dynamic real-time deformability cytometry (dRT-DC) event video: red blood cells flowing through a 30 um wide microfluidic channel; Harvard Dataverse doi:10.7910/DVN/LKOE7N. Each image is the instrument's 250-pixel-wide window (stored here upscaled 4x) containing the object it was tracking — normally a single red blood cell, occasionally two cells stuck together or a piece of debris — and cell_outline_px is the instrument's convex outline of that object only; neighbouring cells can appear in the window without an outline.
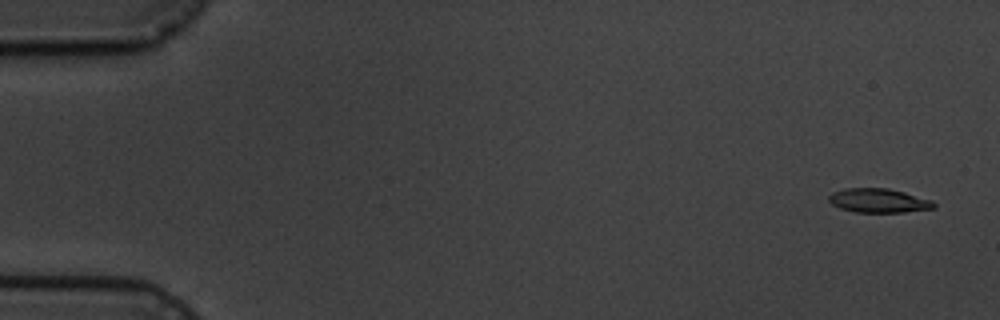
{"species": "common noctule bat (a hibernating species)", "species_latin": "Nyctalus noctula", "temperature_condition": "cold", "stored_images_in_passage": 5, "camera_frame_rate_fps": 3000, "um_per_image_px": 0.085, "animal": {"sex": "male", "body_mass_g": 19.5, "forearm_length_mm": 54.6}, "frame": {"image": 1, "passage_image": 1, "time_ms": 0.0, "image_size_px": [1000, 320], "cell_outline_px": [[936, 208], [904, 212], [856, 212], [840, 208], [832, 204], [828, 200], [828, 196], [832, 192], [844, 188], [888, 188], [904, 192], [932, 200], [936, 204]], "centroid_in_image_um": [74.68, 17.04], "position_along_channel_um": 10.3, "area_um2": 14.8}}
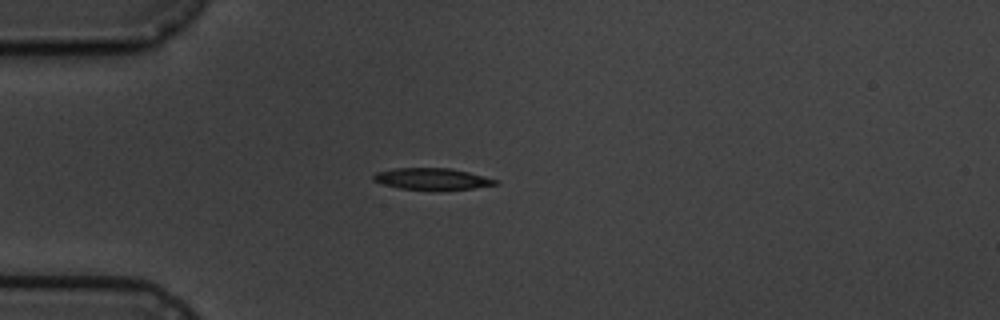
{"frame": {"image": 2, "passage_image": 5, "time_ms": 4.333, "image_size_px": [1000, 320], "cell_outline_px": [[500, 180], [496, 184], [472, 188], [440, 192], [400, 188], [380, 184], [372, 180], [372, 176], [376, 172], [396, 168], [452, 168]], "centroid_in_image_um": [36.71, 15.23], "position_along_channel_um": 48.3, "area_um2": 15.84}}